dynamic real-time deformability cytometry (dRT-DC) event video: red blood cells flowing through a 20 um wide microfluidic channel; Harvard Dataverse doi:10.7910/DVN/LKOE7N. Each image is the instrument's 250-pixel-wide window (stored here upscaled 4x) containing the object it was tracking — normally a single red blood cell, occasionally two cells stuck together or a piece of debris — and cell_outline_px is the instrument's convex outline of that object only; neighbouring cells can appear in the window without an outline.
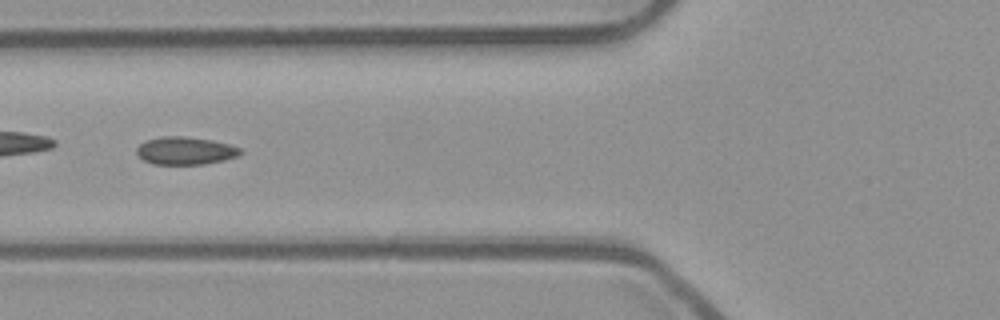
{"species": "common noctule bat (a hibernating species)", "species_latin": "Nyctalus noctula", "temperature_condition": "room temperature", "stored_images_in_passage": 55, "camera_frame_rate_fps": 3000, "um_per_image_px": 0.085, "animal": {"sex": "male", "body_mass_g": 23.1, "forearm_length_mm": 52.7}, "frame": {"image": 1, "passage_image": 22, "time_ms": 7.0, "image_size_px": [1000, 320], "cell_outline_px": [[244, 152], [236, 156], [224, 160], [204, 164], [152, 164], [144, 160], [136, 152], [136, 148], [140, 144], [148, 140], [160, 136], [184, 136], [212, 140], [228, 144], [240, 148]], "centroid_in_image_um": [15.75, 12.81], "position_along_channel_um": 110.0, "area_um2": 16.7}}
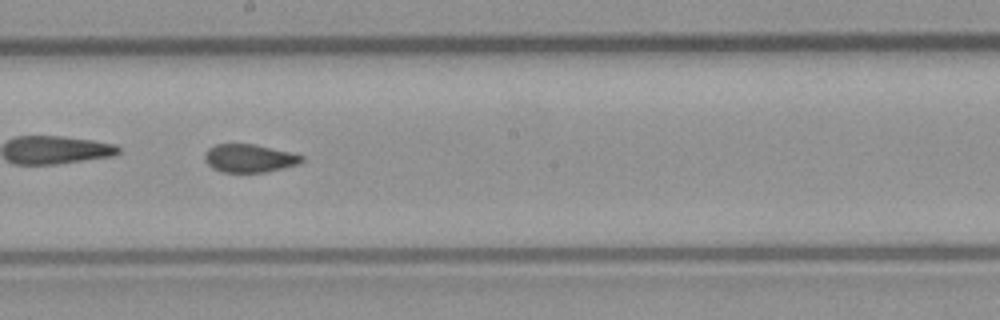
{"frame": {"image": 2, "passage_image": 31, "time_ms": 10.0, "image_size_px": [1000, 320], "cell_outline_px": [[304, 160], [300, 164], [284, 168], [264, 172], [224, 172], [212, 168], [204, 160], [204, 156], [208, 148], [216, 144], [256, 144], [292, 152], [304, 156]], "centroid_in_image_um": [21.23, 13.44], "position_along_channel_um": 227.0, "area_um2": 16.07}}
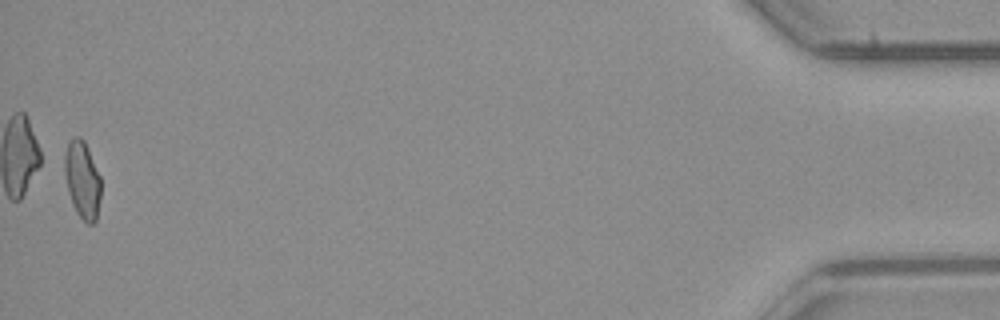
{"frame": {"image": 3, "passage_image": 54, "time_ms": 17.667, "image_size_px": [1000, 320], "cell_outline_px": [[100, 196], [96, 220], [92, 224], [88, 224], [76, 212], [72, 204], [68, 192], [64, 172], [64, 156], [68, 144], [76, 136], [80, 136], [84, 140], [100, 176]], "centroid_in_image_um": [6.99, 15.29], "position_along_channel_um": 428.2, "area_um2": 16.18}, "authors_computed_cell_mechanics": {"area_um2": 16.5308, "velocity_mm_per_s": 3.8792, "shape_relaxation_time_tau1_ms": null, "shape_relaxation_time_tau2_ms": 0.7697, "deformation_change_tau1": null, "deformation_change_tau2": 0.0368}}